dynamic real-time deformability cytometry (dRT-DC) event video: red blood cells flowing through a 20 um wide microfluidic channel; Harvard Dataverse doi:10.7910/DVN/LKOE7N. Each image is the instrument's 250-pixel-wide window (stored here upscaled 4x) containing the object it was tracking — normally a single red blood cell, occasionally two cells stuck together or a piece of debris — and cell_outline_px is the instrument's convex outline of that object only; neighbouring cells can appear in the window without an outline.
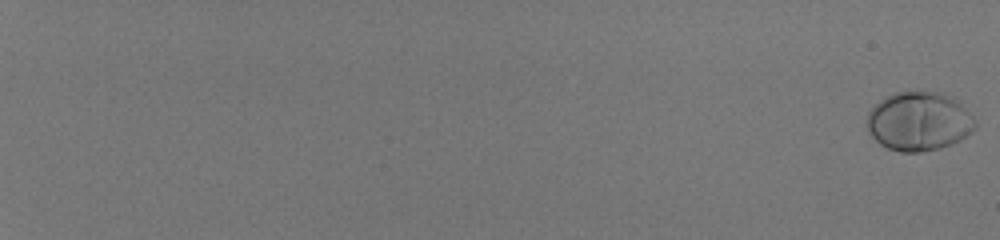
{"species": "human", "species_latin": "Homo sapiens", "temperature_condition": "room temperature", "stored_images_in_passage": 58, "camera_frame_rate_fps": 3000, "um_per_image_px": 0.085, "donor": {"sex": "male"}, "frame": {"image": 1, "passage_image": 1, "time_ms": 0.0, "image_size_px": [1000, 240], "cell_outline_px": [[976, 128], [972, 132], [960, 140], [952, 144], [940, 148], [920, 152], [900, 152], [888, 148], [880, 144], [868, 132], [868, 112], [880, 100], [896, 92], [920, 88], [944, 92], [960, 100], [976, 120]], "centroid_in_image_um": [78.17, 10.26], "position_along_channel_um": 6.8, "area_um2": 38.15}}
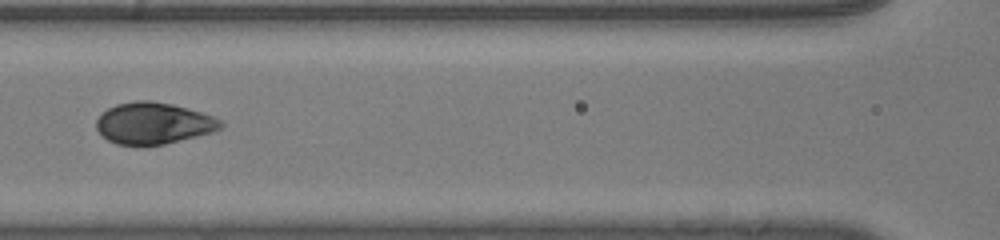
{"frame": {"image": 2, "passage_image": 34, "time_ms": 11.0, "image_size_px": [1000, 240], "cell_outline_px": [[224, 124], [220, 128], [212, 132], [164, 144], [116, 144], [108, 140], [96, 128], [96, 120], [108, 108], [116, 104], [136, 100], [152, 100], [172, 104], [188, 108], [212, 116], [220, 120]], "centroid_in_image_um": [13.04, 10.45], "position_along_channel_um": 153.6, "area_um2": 29.71}}
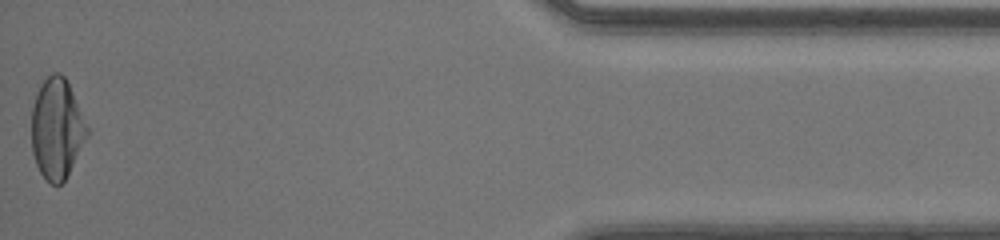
{"frame": {"image": 3, "passage_image": 58, "time_ms": 19.0, "image_size_px": [1000, 240], "cell_outline_px": [[88, 136], [64, 180], [60, 184], [52, 184], [40, 172], [36, 164], [32, 152], [32, 108], [40, 84], [52, 72], [60, 72], [64, 76], [72, 92], [88, 128]], "centroid_in_image_um": [4.82, 10.92], "position_along_channel_um": 430.4, "area_um2": 31.96}, "authors_computed_cell_mechanics": {"area_um2": 32.3102, "velocity_mm_per_s": 4.1334, "shape_relaxation_time_tau1_ms": 2.4496, "shape_relaxation_time_tau2_ms": null, "deformation_change_tau1": 0.1687, "deformation_change_tau2": null}}